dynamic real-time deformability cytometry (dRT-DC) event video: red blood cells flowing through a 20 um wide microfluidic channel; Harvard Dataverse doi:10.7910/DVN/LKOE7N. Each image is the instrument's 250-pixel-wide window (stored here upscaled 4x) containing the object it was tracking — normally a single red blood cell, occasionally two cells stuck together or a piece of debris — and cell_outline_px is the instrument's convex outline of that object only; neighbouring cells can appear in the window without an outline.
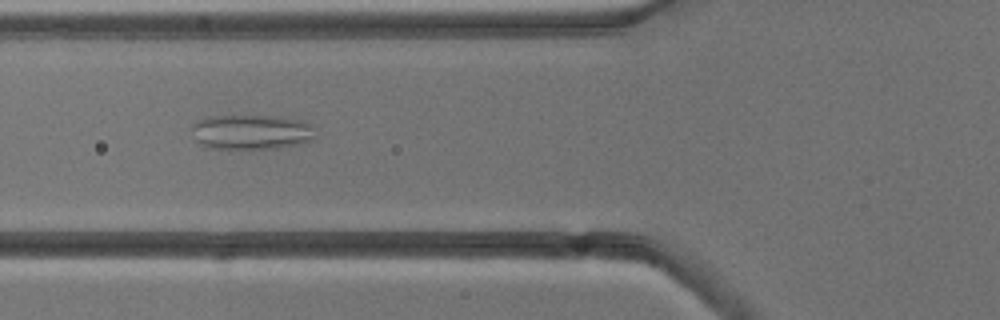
{"species": "common noctule bat (a hibernating species)", "species_latin": "Nyctalus noctula", "temperature_condition": "cold", "stored_images_in_passage": 7, "camera_frame_rate_fps": 3000, "um_per_image_px": 0.085, "animal": {"sex": "male", "body_mass_g": 13.3}, "frame": {"image": 1, "passage_image": 5, "time_ms": 5.333, "image_size_px": [1000, 320], "cell_outline_px": [[312, 140], [304, 144], [276, 148], [208, 148], [200, 144], [196, 140], [192, 128], [192, 124], [196, 120], [208, 116], [276, 116], [300, 120], [308, 124], [312, 136]], "centroid_in_image_um": [21.3, 11.22], "position_along_channel_um": 104.5, "area_um2": 24.85}}